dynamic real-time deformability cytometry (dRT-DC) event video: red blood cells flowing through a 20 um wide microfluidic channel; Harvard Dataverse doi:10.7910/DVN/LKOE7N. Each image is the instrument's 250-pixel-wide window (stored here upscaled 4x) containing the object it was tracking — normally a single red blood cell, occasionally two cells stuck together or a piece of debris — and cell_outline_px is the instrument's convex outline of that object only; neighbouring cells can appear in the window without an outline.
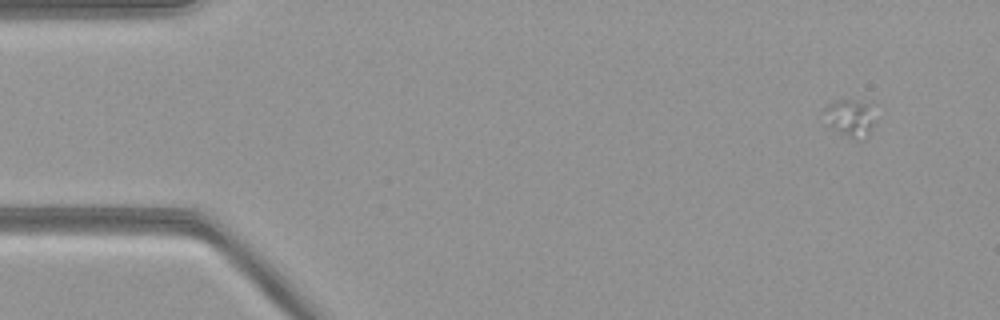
{"species": "common noctule bat (a hibernating species)", "species_latin": "Nyctalus noctula", "temperature_condition": "warm", "stored_images_in_passage": 10, "camera_frame_rate_fps": 3000, "um_per_image_px": 0.085, "animal": {"sex": "female", "body_mass_g": 21.9}, "frame": {"image": 1, "passage_image": 1, "time_ms": 0.0, "image_size_px": [1000, 320], "cell_outline_px": [[876, 120], [868, 136], [860, 140], [852, 140], [832, 128], [828, 124], [824, 112], [828, 104], [836, 100], [852, 100], [868, 104]], "centroid_in_image_um": [72.29, 10.07], "position_along_channel_um": 12.7, "area_um2": 11.04}}